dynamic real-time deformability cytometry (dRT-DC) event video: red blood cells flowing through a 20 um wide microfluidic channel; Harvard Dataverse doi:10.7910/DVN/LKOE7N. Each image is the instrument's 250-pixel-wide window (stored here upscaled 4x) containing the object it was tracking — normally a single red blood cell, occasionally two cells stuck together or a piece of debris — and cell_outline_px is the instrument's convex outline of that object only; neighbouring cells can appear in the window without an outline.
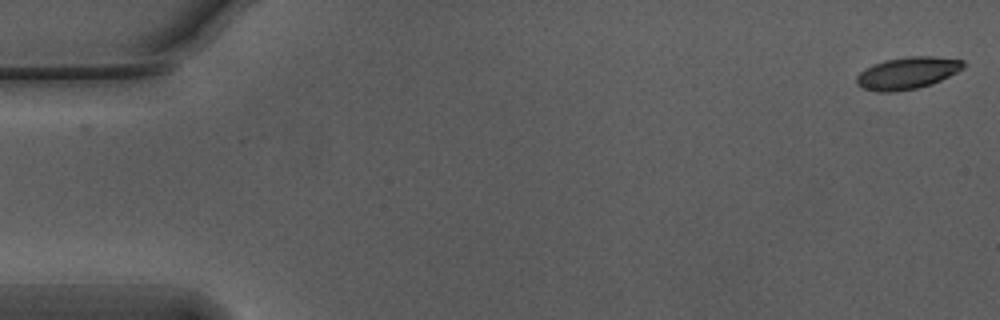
{"species": "Egyptian fruit bat (a non-hibernating species)", "species_latin": "Rousettus aegyptiacus", "temperature_condition": "warm", "stored_images_in_passage": 55, "camera_frame_rate_fps": 3000, "um_per_image_px": 0.085, "animal": {"sex": "male"}, "frame": {"image": 1, "passage_image": 1, "time_ms": 0.0, "image_size_px": [1000, 320], "cell_outline_px": [[968, 64], [964, 68], [932, 84], [916, 88], [892, 92], [876, 92], [864, 88], [856, 84], [856, 76], [864, 68], [872, 64], [884, 60], [908, 56], [932, 56], [964, 60]], "centroid_in_image_um": [77.12, 6.2], "position_along_channel_um": 7.9, "area_um2": 20.11}}
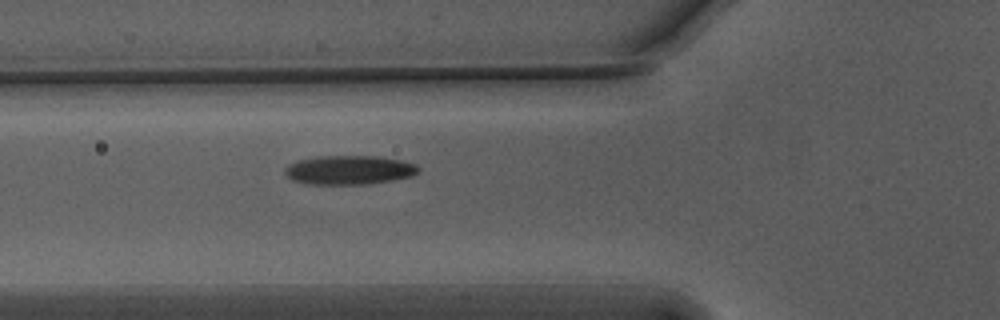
{"frame": {"image": 2, "passage_image": 20, "time_ms": 6.333, "image_size_px": [1000, 320], "cell_outline_px": [[420, 172], [412, 176], [392, 180], [368, 184], [304, 184], [292, 180], [284, 172], [284, 168], [288, 164], [296, 160], [320, 156], [380, 156], [400, 160], [416, 164], [420, 168]], "centroid_in_image_um": [29.67, 14.45], "position_along_channel_um": 96.1, "area_um2": 22.83}}
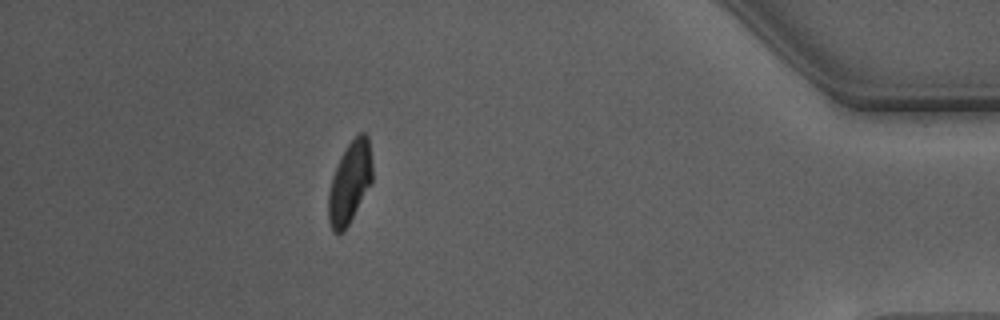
{"frame": {"image": 3, "passage_image": 49, "time_ms": 16.0, "image_size_px": [1000, 320], "cell_outline_px": [[372, 184], [344, 232], [332, 232], [328, 220], [328, 192], [332, 176], [336, 164], [348, 144], [360, 132], [364, 132], [368, 136], [372, 164]], "centroid_in_image_um": [29.73, 15.54], "position_along_channel_um": 405.5, "area_um2": 21.15}, "authors_computed_cell_mechanics": {"area_um2": 21.4438, "velocity_mm_per_s": 3.7397, "shape_relaxation_time_tau1_ms": 3.0778, "shape_relaxation_time_tau2_ms": 1.7026, "deformation_change_tau1": 0.165, "deformation_change_tau2": 0.0894}}